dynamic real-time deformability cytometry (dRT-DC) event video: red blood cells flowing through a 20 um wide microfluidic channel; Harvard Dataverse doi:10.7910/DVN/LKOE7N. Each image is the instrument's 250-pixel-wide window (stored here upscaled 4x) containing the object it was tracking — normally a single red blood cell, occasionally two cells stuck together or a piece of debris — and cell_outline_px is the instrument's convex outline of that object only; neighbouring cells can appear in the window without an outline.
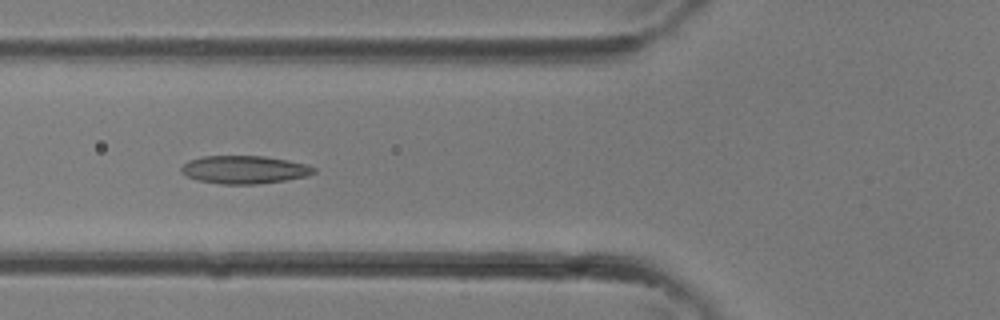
{"species": "common noctule bat (a hibernating species)", "species_latin": "Nyctalus noctula", "temperature_condition": "room temperature", "stored_images_in_passage": 29, "camera_frame_rate_fps": 3000, "um_per_image_px": 0.085, "animal": {"sex": "female"}, "frame": {"image": 1, "passage_image": 8, "time_ms": 2.333, "image_size_px": [1000, 320], "cell_outline_px": [[316, 172], [308, 176], [284, 180], [256, 184], [220, 184], [196, 180], [180, 172], [180, 168], [188, 160], [200, 156], [264, 156], [288, 160], [304, 164], [316, 168]], "centroid_in_image_um": [20.74, 14.42], "position_along_channel_um": 105.1, "area_um2": 21.68}}
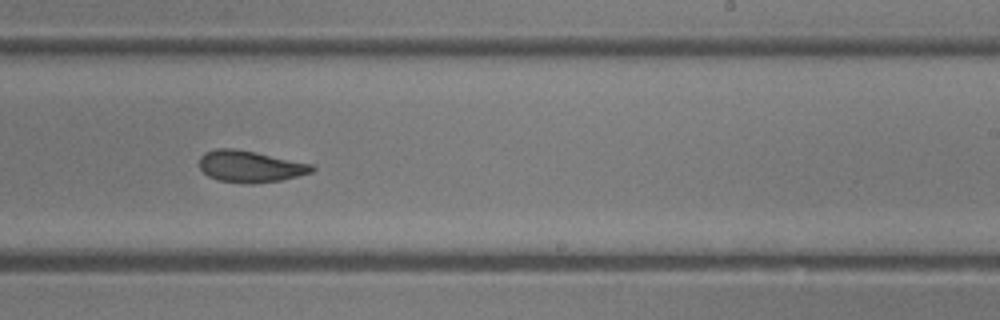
{"frame": {"image": 2, "passage_image": 16, "time_ms": 5.0, "image_size_px": [1000, 320], "cell_outline_px": [[316, 168], [312, 172], [280, 180], [252, 184], [216, 180], [208, 176], [200, 168], [200, 156], [204, 152], [216, 148], [232, 148], [312, 164]], "centroid_in_image_um": [21.22, 14.15], "position_along_channel_um": 267.8, "area_um2": 20.46}}
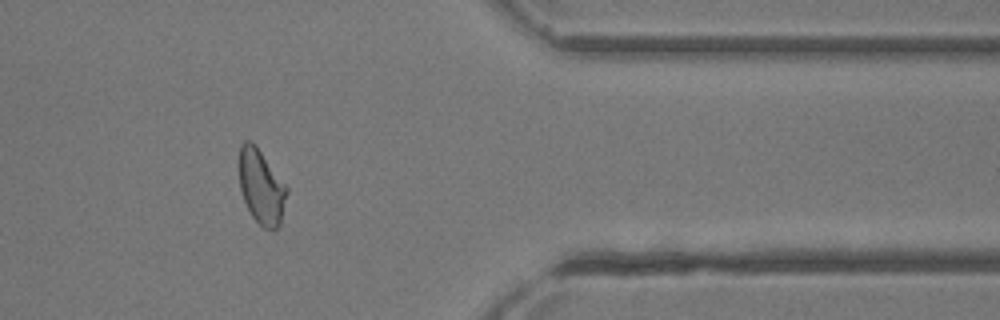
{"frame": {"image": 3, "passage_image": 23, "time_ms": 7.333, "image_size_px": [1000, 320], "cell_outline_px": [[288, 192], [280, 224], [276, 228], [264, 228], [252, 216], [244, 200], [240, 188], [236, 164], [240, 144], [244, 140], [252, 140], [256, 144], [288, 188]], "centroid_in_image_um": [22.16, 15.78], "position_along_channel_um": 389.2, "area_um2": 21.15}}